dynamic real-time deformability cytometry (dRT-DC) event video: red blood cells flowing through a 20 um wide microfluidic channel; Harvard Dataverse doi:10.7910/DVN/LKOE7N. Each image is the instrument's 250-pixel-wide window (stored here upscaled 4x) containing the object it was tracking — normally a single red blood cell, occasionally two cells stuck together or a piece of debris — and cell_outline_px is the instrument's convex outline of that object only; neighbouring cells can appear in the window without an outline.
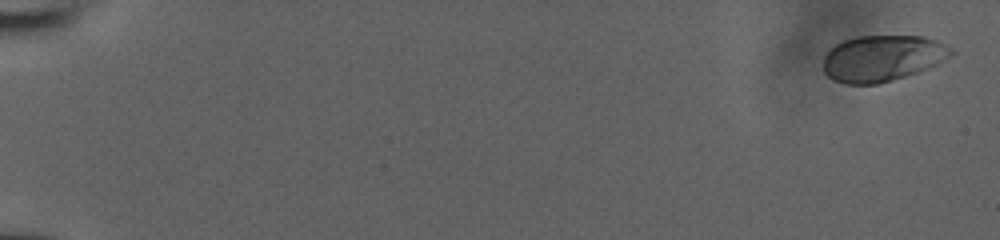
{"species": "human", "species_latin": "Homo sapiens", "temperature_condition": "room temperature", "stored_images_in_passage": 22, "camera_frame_rate_fps": 3000, "um_per_image_px": 0.085, "donor": {"sex": "male"}, "frame": {"image": 1, "passage_image": 1, "time_ms": 0.0, "image_size_px": [1000, 240], "cell_outline_px": [[956, 52], [952, 56], [928, 68], [904, 76], [876, 84], [844, 84], [832, 80], [824, 72], [824, 56], [828, 48], [844, 40], [856, 36], [924, 36], [936, 40], [952, 48]], "centroid_in_image_um": [74.99, 4.94], "position_along_channel_um": 10.0, "area_um2": 34.51}}
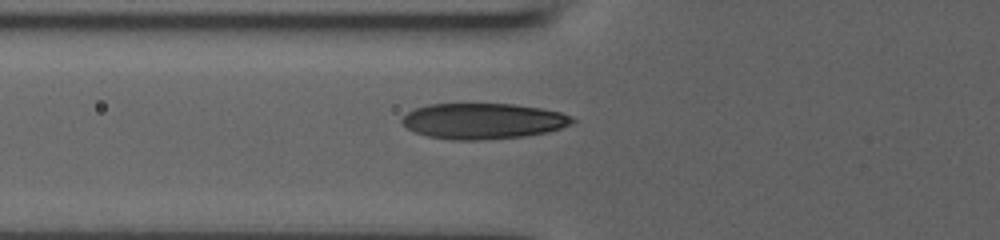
{"frame": {"image": 2, "passage_image": 16, "time_ms": 7.333, "image_size_px": [1000, 240], "cell_outline_px": [[576, 120], [572, 124], [548, 132], [524, 136], [484, 140], [452, 140], [428, 136], [412, 132], [400, 120], [408, 112], [416, 108], [428, 104], [512, 104], [540, 108], [560, 112], [572, 116]], "centroid_in_image_um": [41.07, 10.29], "position_along_channel_um": 84.7, "area_um2": 35.55}}
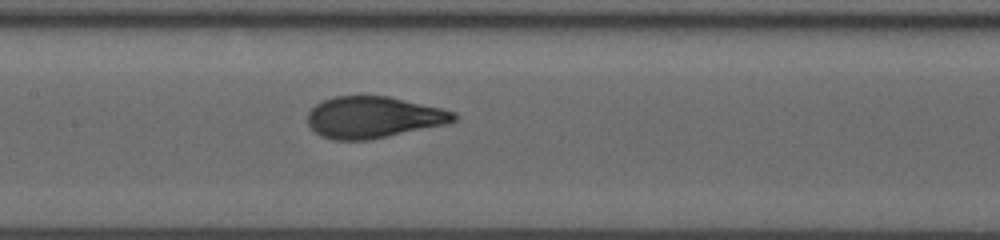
{"frame": {"image": 3, "passage_image": 22, "time_ms": 9.667, "image_size_px": [1000, 240], "cell_outline_px": [[460, 116], [456, 120], [448, 124], [368, 140], [332, 140], [320, 136], [308, 124], [308, 112], [316, 104], [324, 100], [336, 96], [388, 96], [440, 108], [452, 112]], "centroid_in_image_um": [31.74, 9.98], "position_along_channel_um": 175.7, "area_um2": 35.26}}